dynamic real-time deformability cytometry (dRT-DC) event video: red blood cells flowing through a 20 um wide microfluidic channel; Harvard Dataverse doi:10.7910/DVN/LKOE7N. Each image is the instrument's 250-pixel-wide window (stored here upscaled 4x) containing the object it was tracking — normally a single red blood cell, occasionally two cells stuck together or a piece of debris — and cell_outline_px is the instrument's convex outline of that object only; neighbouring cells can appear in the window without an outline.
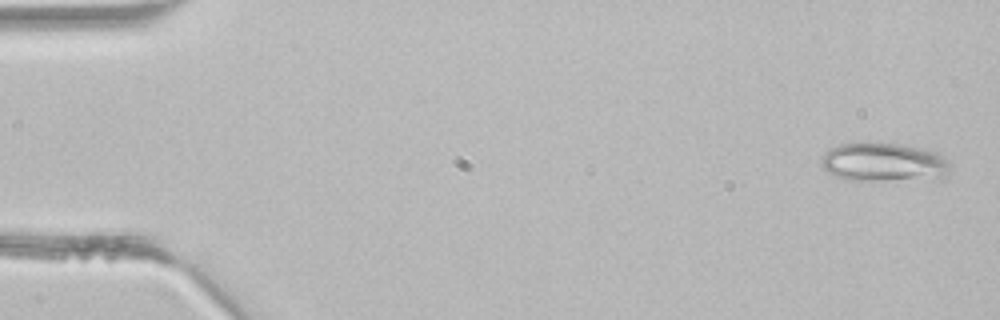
{"species": "common noctule bat (a hibernating species)", "species_latin": "Nyctalus noctula", "temperature_condition": "room temperature", "stored_images_in_passage": 4, "camera_frame_rate_fps": 3000, "um_per_image_px": 0.085, "animal": {"sex": "male", "body_mass_g": 21.5, "forearm_length_mm": 52.0}, "frame": {"image": 1, "passage_image": 1, "time_ms": 0.0, "image_size_px": [1000, 320], "cell_outline_px": [[952, 164], [944, 180], [848, 180], [836, 176], [820, 168], [820, 156], [828, 148], [840, 144], [860, 140], [872, 140], [900, 144], [920, 148], [936, 152], [948, 160]], "centroid_in_image_um": [75.1, 13.77], "position_along_channel_um": 9.9, "area_um2": 30.63}}